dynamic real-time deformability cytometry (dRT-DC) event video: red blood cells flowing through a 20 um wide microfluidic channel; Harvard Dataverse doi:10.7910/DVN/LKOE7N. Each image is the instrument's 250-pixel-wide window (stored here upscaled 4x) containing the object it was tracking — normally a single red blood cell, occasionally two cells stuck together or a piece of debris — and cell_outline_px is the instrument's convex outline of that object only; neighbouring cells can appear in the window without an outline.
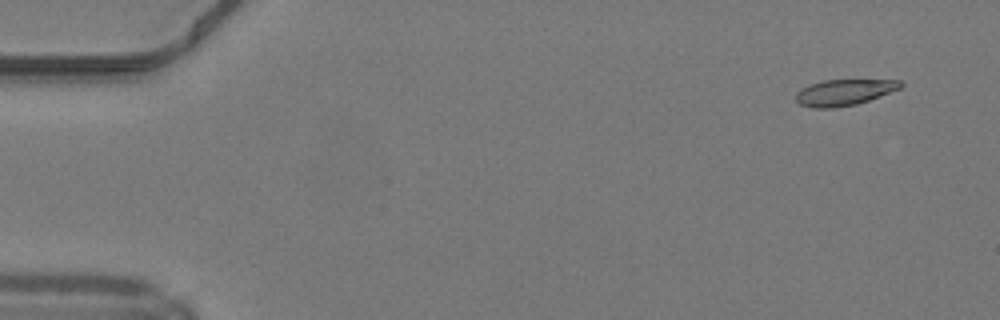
{"species": "common noctule bat (a hibernating species)", "species_latin": "Nyctalus noctula", "temperature_condition": "warm", "stored_images_in_passage": 10, "camera_frame_rate_fps": 3000, "um_per_image_px": 0.085, "animal": {"sex": "male", "body_mass_g": 19.2, "forearm_length_mm": 51.8}, "frame": {"image": 1, "passage_image": 4, "time_ms": 1.0, "image_size_px": [1000, 320], "cell_outline_px": [[904, 84], [900, 88], [880, 96], [856, 104], [836, 108], [812, 108], [800, 104], [796, 100], [796, 92], [800, 88], [808, 84], [824, 80], [900, 80]], "centroid_in_image_um": [71.71, 7.85], "position_along_channel_um": 13.3, "area_um2": 15.95}}